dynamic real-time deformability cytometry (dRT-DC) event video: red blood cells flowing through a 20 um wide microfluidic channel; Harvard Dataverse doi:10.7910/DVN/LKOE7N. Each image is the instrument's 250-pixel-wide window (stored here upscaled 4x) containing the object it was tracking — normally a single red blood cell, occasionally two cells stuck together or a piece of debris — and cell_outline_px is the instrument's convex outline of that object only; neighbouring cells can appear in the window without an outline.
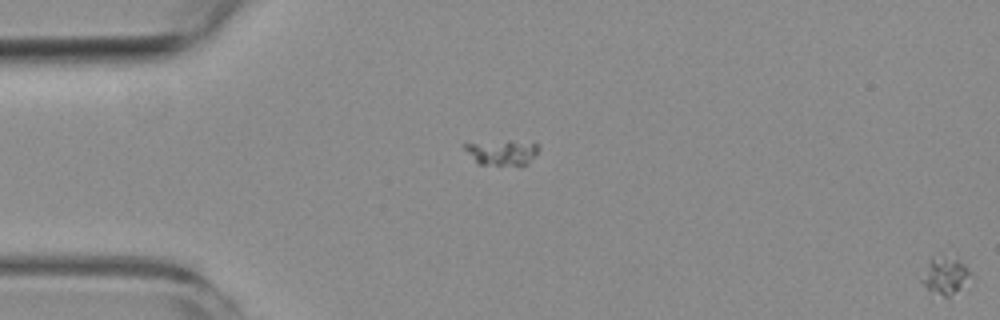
{"species": "common noctule bat (a hibernating species)", "species_latin": "Nyctalus noctula", "temperature_condition": "room temperature", "stored_images_in_passage": 4, "segment_of_instrument_passage": [2, 2], "camera_frame_rate_fps": 3000, "um_per_image_px": 0.085, "animal": {"sex": "female", "body_mass_g": 19.3, "forearm_length_mm": 54.1}, "frame": {"image": 1, "passage_image": 4, "time_ms": 3.333, "image_size_px": [1000, 320], "cell_outline_px": [[972, 284], [948, 296], [944, 296], [928, 292], [920, 280], [932, 256], [940, 252], [956, 256], [972, 272]], "centroid_in_image_um": [80.41, 23.38], "position_along_channel_um": 4.6, "area_um2": 11.56}}